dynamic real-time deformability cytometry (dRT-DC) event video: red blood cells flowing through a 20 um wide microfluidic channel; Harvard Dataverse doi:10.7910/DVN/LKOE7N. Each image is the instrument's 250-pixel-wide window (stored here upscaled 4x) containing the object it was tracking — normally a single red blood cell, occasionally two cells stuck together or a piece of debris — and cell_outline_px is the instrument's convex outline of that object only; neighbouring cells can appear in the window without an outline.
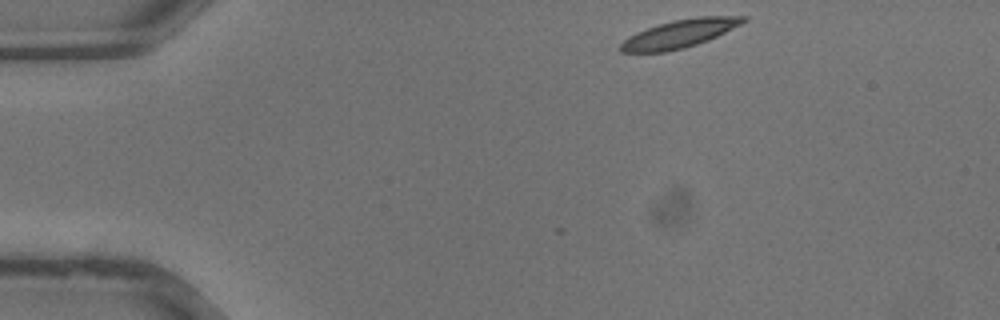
{"species": "common noctule bat (a hibernating species)", "species_latin": "Nyctalus noctula", "temperature_condition": "warm", "stored_images_in_passage": 32, "camera_frame_rate_fps": 3000, "um_per_image_px": 0.085, "animal": {"sex": "male", "body_mass_g": 13.3}, "frame": {"image": 1, "passage_image": 1, "time_ms": 0.0, "image_size_px": [1000, 320], "cell_outline_px": [[748, 20], [708, 40], [684, 48], [664, 52], [620, 52], [620, 44], [628, 36], [636, 32], [660, 24], [676, 20], [696, 16], [748, 16]], "centroid_in_image_um": [57.76, 2.86], "position_along_channel_um": 27.2, "area_um2": 19.77}}
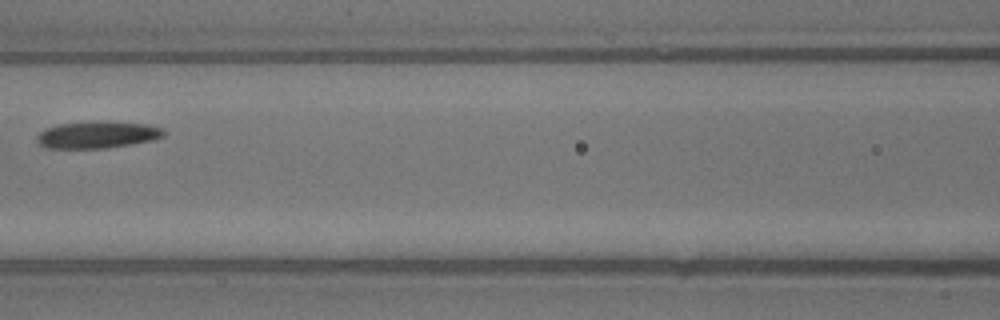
{"frame": {"image": 2, "passage_image": 12, "time_ms": 3.667, "image_size_px": [1000, 320], "cell_outline_px": [[164, 136], [152, 140], [104, 148], [44, 148], [36, 140], [36, 136], [44, 128], [60, 124], [148, 124], [164, 128]], "centroid_in_image_um": [8.23, 11.5], "position_along_channel_um": 158.4, "area_um2": 18.79}}
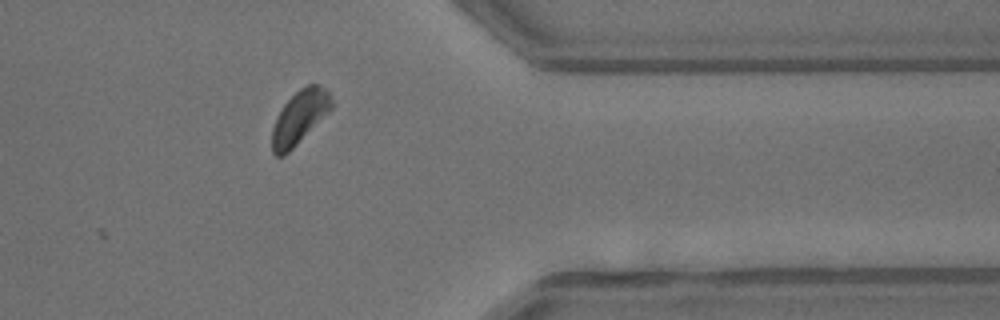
{"frame": {"image": 3, "passage_image": 25, "time_ms": 8.0, "image_size_px": [1000, 320], "cell_outline_px": [[332, 108], [284, 156], [276, 156], [272, 152], [272, 128], [284, 104], [300, 88], [308, 84], [320, 84], [328, 92], [332, 100]], "centroid_in_image_um": [25.46, 9.95], "position_along_channel_um": 385.9, "area_um2": 17.98}}